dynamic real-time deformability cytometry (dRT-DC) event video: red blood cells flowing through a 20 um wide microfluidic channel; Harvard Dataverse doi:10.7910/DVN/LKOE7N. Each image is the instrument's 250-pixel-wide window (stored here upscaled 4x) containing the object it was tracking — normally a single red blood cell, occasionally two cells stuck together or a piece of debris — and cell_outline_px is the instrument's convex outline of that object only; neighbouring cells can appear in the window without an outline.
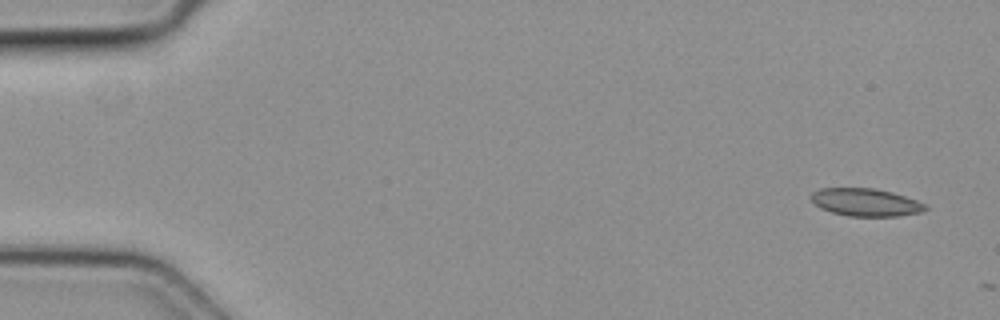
{"species": "common noctule bat (a hibernating species)", "species_latin": "Nyctalus noctula", "temperature_condition": "cold", "stored_images_in_passage": 5, "camera_frame_rate_fps": 3000, "um_per_image_px": 0.085, "animal": {"sex": "female", "body_mass_g": 19.3, "forearm_length_mm": 54.1}, "frame": {"image": 1, "passage_image": 1, "time_ms": 0.0, "image_size_px": [1000, 320], "cell_outline_px": [[928, 208], [920, 212], [896, 216], [848, 216], [832, 212], [820, 208], [812, 200], [812, 192], [820, 188], [876, 188], [892, 192], [916, 200], [924, 204]], "centroid_in_image_um": [73.57, 17.19], "position_along_channel_um": 11.4, "area_um2": 18.26}}
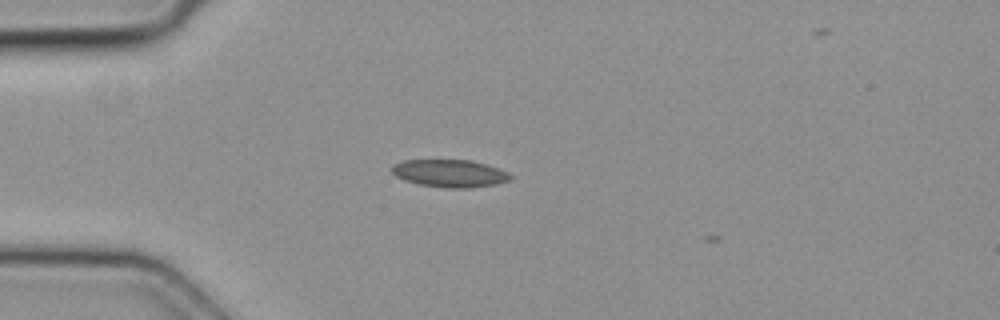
{"frame": {"image": 2, "passage_image": 4, "time_ms": 1.0, "image_size_px": [1000, 320], "cell_outline_px": [[512, 180], [496, 184], [472, 188], [444, 188], [420, 184], [404, 180], [396, 176], [392, 172], [392, 164], [404, 160], [472, 160], [508, 172], [512, 176]], "centroid_in_image_um": [38.24, 14.74], "position_along_channel_um": 46.8, "area_um2": 19.07}}